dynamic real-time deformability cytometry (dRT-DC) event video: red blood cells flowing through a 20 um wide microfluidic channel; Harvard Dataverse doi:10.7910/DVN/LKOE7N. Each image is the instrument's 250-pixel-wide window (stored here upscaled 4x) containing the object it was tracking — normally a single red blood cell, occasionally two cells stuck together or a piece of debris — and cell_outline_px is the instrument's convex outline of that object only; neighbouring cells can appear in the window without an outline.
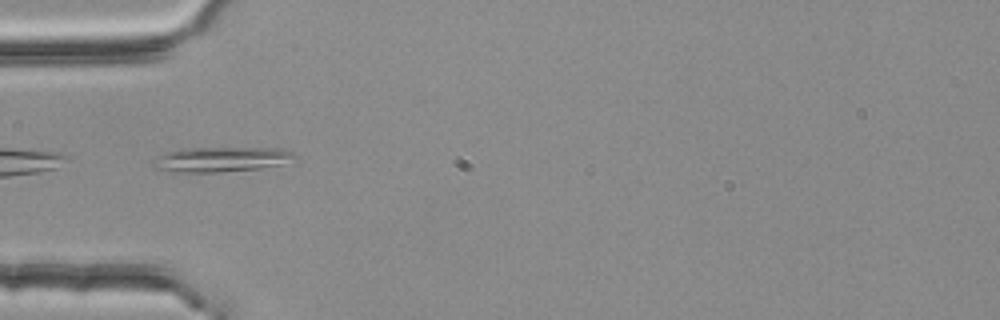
{"species": "common noctule bat (a hibernating species)", "species_latin": "Nyctalus noctula", "temperature_condition": "room temperature", "stored_images_in_passage": 4, "camera_frame_rate_fps": 3000, "um_per_image_px": 0.085, "animal": {"sex": "female", "body_mass_g": 25.1}, "frame": {"image": 1, "passage_image": 3, "time_ms": 0.667, "image_size_px": [1000, 320], "cell_outline_px": [[296, 156], [280, 164], [260, 168], [216, 172], [180, 172], [152, 168], [152, 160], [164, 152], [180, 148], [280, 148], [292, 152]], "centroid_in_image_um": [18.69, 13.53], "position_along_channel_um": 66.3, "area_um2": 20.4}}